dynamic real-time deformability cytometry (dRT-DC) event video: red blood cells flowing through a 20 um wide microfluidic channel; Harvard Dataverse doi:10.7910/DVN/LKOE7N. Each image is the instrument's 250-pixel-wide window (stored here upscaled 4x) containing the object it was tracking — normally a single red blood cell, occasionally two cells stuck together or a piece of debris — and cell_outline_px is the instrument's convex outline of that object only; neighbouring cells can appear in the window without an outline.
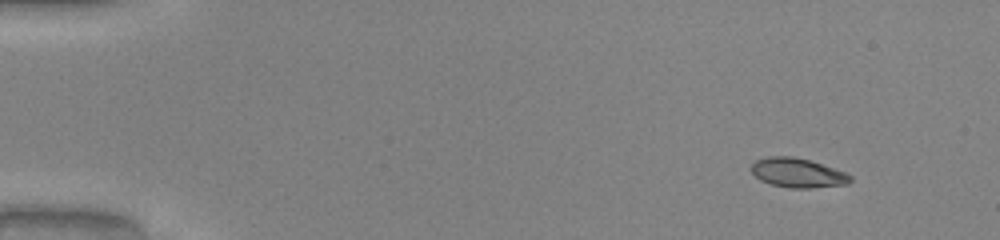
{"species": "common noctule bat (a hibernating species)", "species_latin": "Nyctalus noctula", "temperature_condition": "warm", "stored_images_in_passage": 46, "camera_frame_rate_fps": 3000, "um_per_image_px": 0.085, "animal": {"sex": "male", "body_mass_g": 20.0, "forearm_length_mm": 53.3}, "frame": {"image": 1, "passage_image": 1, "time_ms": 0.0, "image_size_px": [1000, 240], "cell_outline_px": [[852, 180], [848, 184], [812, 188], [788, 188], [772, 184], [760, 180], [752, 172], [752, 164], [756, 160], [768, 156], [792, 156], [808, 160], [844, 172], [852, 176]], "centroid_in_image_um": [67.8, 14.7], "position_along_channel_um": 17.2, "area_um2": 16.76}}
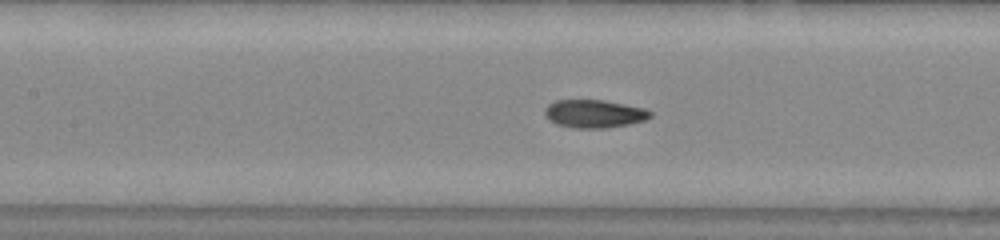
{"frame": {"image": 2, "passage_image": 20, "time_ms": 6.333, "image_size_px": [1000, 240], "cell_outline_px": [[652, 116], [644, 120], [628, 124], [604, 128], [572, 128], [556, 124], [548, 120], [544, 116], [544, 108], [548, 104], [556, 100], [604, 100], [644, 108], [652, 112]], "centroid_in_image_um": [50.46, 9.67], "position_along_channel_um": 156.9, "area_um2": 17.34}}
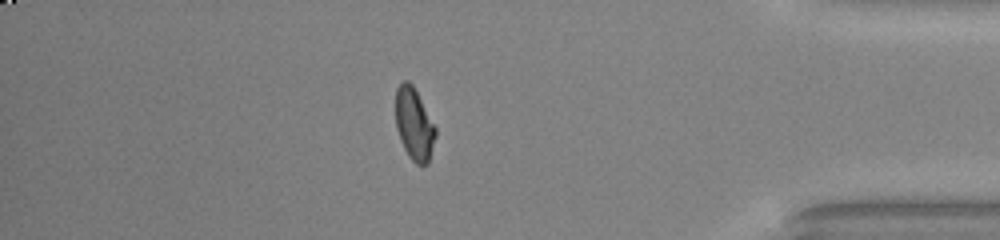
{"frame": {"image": 3, "passage_image": 40, "time_ms": 13.0, "image_size_px": [1000, 240], "cell_outline_px": [[436, 136], [428, 164], [416, 164], [408, 156], [400, 140], [396, 128], [396, 88], [404, 80], [408, 80], [412, 84], [436, 128]], "centroid_in_image_um": [35.19, 10.57], "position_along_channel_um": 400.0, "area_um2": 16.65}, "authors_computed_cell_mechanics": {"area_um2": 17.0221, "velocity_mm_per_s": 4.1272, "shape_relaxation_time_tau1_ms": 4.115, "shape_relaxation_time_tau2_ms": 0.8681, "deformation_change_tau1": 0.1758, "deformation_change_tau2": 0.0588}}